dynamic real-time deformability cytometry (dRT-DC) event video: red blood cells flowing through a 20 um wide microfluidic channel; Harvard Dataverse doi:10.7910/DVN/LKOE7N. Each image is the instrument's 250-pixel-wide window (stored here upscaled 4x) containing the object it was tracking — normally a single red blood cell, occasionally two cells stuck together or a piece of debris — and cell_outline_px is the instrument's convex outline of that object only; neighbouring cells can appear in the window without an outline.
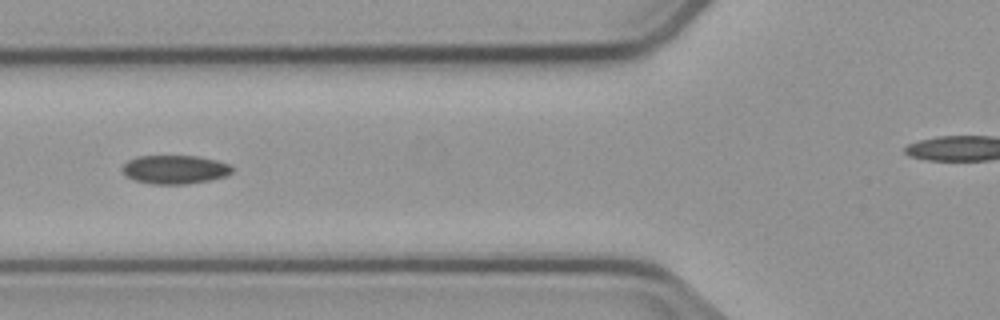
{"species": "common noctule bat (a hibernating species)", "species_latin": "Nyctalus noctula", "temperature_condition": "cold", "stored_images_in_passage": 5, "camera_frame_rate_fps": 3000, "um_per_image_px": 0.085, "animal": {"sex": "male", "body_mass_g": 23.1, "forearm_length_mm": 52.7}, "frame": {"image": 1, "passage_image": 5, "time_ms": 4.667, "image_size_px": [1000, 320], "cell_outline_px": [[232, 172], [224, 176], [208, 180], [188, 184], [152, 184], [136, 180], [124, 176], [120, 168], [128, 160], [136, 156], [196, 156], [216, 160], [232, 164]], "centroid_in_image_um": [14.83, 14.4], "position_along_channel_um": 111.0, "area_um2": 18.44}}